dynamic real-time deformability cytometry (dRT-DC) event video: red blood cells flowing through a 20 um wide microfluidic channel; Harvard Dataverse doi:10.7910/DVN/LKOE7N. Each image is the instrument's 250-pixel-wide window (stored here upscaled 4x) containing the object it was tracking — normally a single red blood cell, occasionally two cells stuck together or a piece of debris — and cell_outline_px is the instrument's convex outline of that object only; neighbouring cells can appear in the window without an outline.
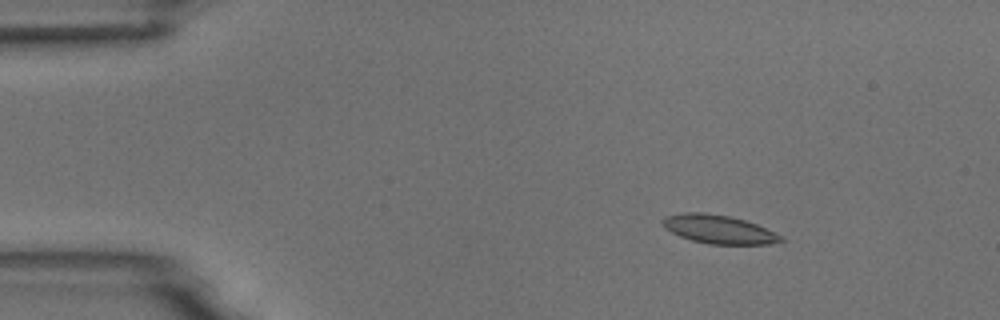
{"species": "common noctule bat (a hibernating species)", "species_latin": "Nyctalus noctula", "temperature_condition": "room temperature", "stored_images_in_passage": 4, "camera_frame_rate_fps": 3000, "um_per_image_px": 0.085, "animal": {"sex": "male", "body_mass_g": 18.8}, "frame": {"image": 1, "passage_image": 2, "time_ms": 2.0, "image_size_px": [1000, 320], "cell_outline_px": [[784, 240], [772, 244], [708, 244], [692, 240], [680, 236], [664, 228], [660, 220], [664, 216], [684, 212], [704, 212], [732, 216], [756, 224], [784, 236]], "centroid_in_image_um": [61.08, 19.48], "position_along_channel_um": 23.9, "area_um2": 19.88}}